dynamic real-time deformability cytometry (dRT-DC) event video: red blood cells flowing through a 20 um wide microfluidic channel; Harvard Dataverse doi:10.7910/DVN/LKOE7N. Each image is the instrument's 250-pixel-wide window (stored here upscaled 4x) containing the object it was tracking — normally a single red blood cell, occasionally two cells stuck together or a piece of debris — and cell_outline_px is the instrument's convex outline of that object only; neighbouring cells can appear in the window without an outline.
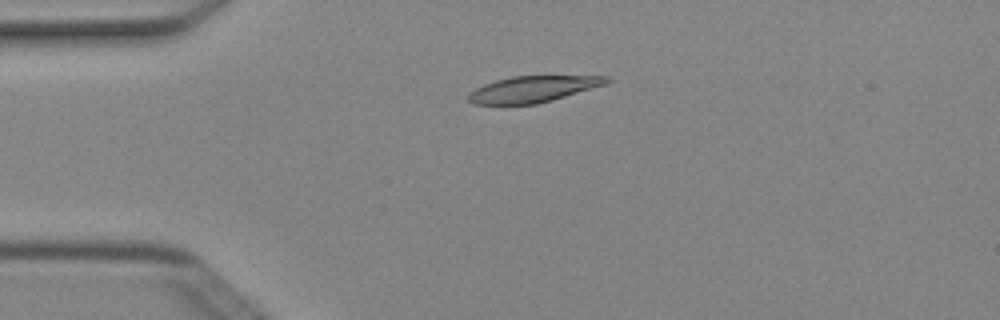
{"species": "Egyptian fruit bat (a non-hibernating species)", "species_latin": "Rousettus aegyptiacus", "temperature_condition": "cold", "stored_images_in_passage": 4, "camera_frame_rate_fps": 3000, "um_per_image_px": 0.085, "animal": {"sex": "female"}, "frame": {"image": 1, "passage_image": 4, "time_ms": 1.0, "image_size_px": [1000, 320], "cell_outline_px": [[612, 80], [608, 84], [552, 100], [536, 104], [472, 104], [468, 100], [468, 92], [484, 84], [496, 80], [512, 76], [608, 76]], "centroid_in_image_um": [45.32, 7.57], "position_along_channel_um": 39.7, "area_um2": 21.15}}